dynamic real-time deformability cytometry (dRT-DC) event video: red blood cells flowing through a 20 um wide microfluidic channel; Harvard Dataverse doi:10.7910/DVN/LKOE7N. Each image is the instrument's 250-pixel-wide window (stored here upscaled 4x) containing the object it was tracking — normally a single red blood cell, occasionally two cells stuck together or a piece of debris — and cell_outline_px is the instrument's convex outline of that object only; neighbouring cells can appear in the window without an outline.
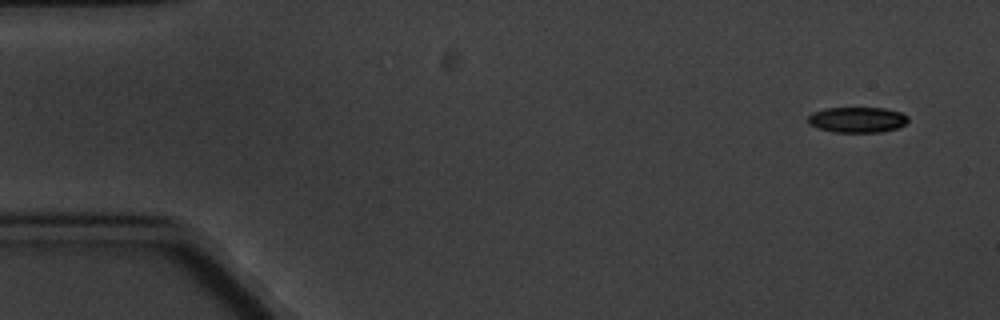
{"species": "common noctule bat (a hibernating species)", "species_latin": "Nyctalus noctula", "temperature_condition": "cold", "stored_images_in_passage": 4, "camera_frame_rate_fps": 3000, "um_per_image_px": 0.085, "animal": {"sex": "male", "body_mass_g": 20.1, "forearm_length_mm": 53.5}, "frame": {"image": 1, "passage_image": 1, "time_ms": 0.0, "image_size_px": [1000, 320], "cell_outline_px": [[908, 120], [904, 124], [896, 128], [880, 132], [836, 132], [820, 128], [808, 124], [808, 116], [812, 112], [828, 108], [884, 108], [900, 112], [908, 116]], "centroid_in_image_um": [72.86, 10.17], "position_along_channel_um": 12.1, "area_um2": 14.74}}
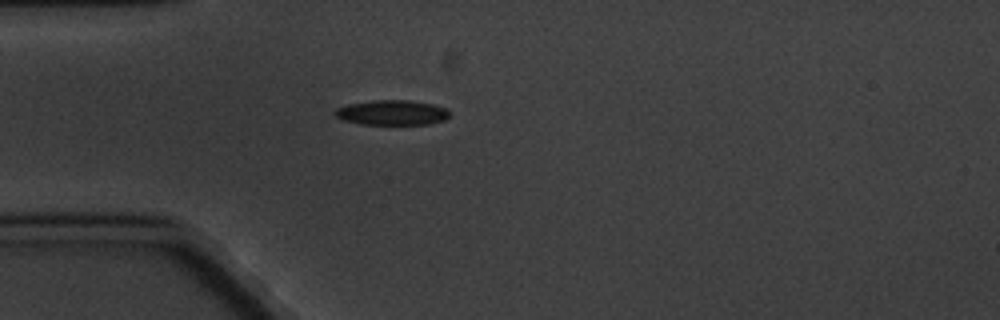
{"frame": {"image": 2, "passage_image": 4, "time_ms": 4.333, "image_size_px": [1000, 320], "cell_outline_px": [[448, 116], [444, 120], [428, 124], [360, 124], [344, 120], [336, 116], [332, 112], [336, 108], [348, 104], [376, 100], [412, 100], [432, 104], [444, 108], [448, 112]], "centroid_in_image_um": [33.28, 9.57], "position_along_channel_um": 51.7, "area_um2": 16.53}}